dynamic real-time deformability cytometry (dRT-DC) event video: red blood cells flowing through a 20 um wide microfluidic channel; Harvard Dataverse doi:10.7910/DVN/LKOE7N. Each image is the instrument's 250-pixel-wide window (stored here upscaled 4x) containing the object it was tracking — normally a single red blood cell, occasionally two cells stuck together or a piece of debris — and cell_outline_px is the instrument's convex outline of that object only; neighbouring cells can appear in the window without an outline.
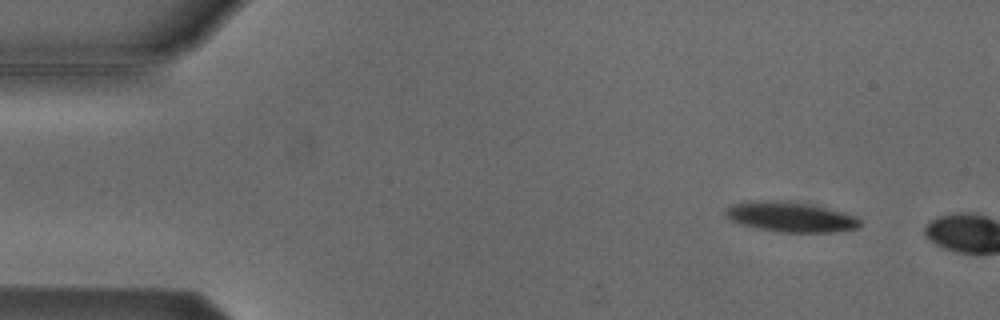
{"species": "Egyptian fruit bat (a non-hibernating species)", "species_latin": "Rousettus aegyptiacus", "temperature_condition": "cold", "stored_images_in_passage": 2, "camera_frame_rate_fps": 3000, "um_per_image_px": 0.085, "animal": {"sex": "male"}, "frame": {"image": 1, "passage_image": 1, "time_ms": 0.0, "image_size_px": [1000, 320], "cell_outline_px": [[860, 228], [832, 232], [780, 232], [756, 228], [740, 224], [732, 220], [724, 212], [728, 208], [736, 204], [752, 200], [784, 200], [812, 204], [844, 212], [856, 216], [860, 220]], "centroid_in_image_um": [67.25, 18.43], "position_along_channel_um": 17.8, "area_um2": 23.64}}